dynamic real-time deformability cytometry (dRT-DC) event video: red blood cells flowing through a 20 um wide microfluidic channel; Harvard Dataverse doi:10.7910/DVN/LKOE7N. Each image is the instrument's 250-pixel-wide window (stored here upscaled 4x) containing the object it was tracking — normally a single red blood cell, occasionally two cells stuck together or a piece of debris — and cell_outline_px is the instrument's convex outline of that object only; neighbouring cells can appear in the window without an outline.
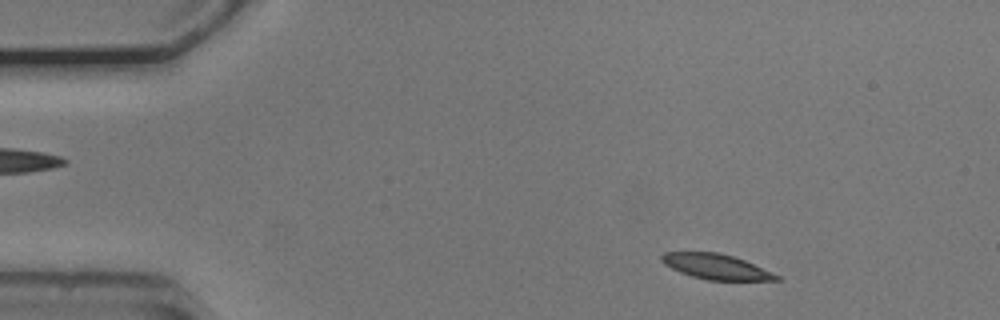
{"species": "common noctule bat (a hibernating species)", "species_latin": "Nyctalus noctula", "temperature_condition": "cold", "stored_images_in_passage": 50, "camera_frame_rate_fps": 3000, "um_per_image_px": 0.085, "animal": {"sex": "male", "body_mass_g": 20.5, "forearm_length_mm": 52.5}, "frame": {"image": 1, "passage_image": 4, "time_ms": 1.0, "image_size_px": [1000, 320], "cell_outline_px": [[784, 280], [708, 280], [692, 276], [680, 272], [664, 264], [660, 260], [660, 256], [664, 252], [716, 252], [732, 256], [744, 260], [772, 272], [780, 276]], "centroid_in_image_um": [60.86, 22.66], "position_along_channel_um": 24.1, "area_um2": 16.76}}
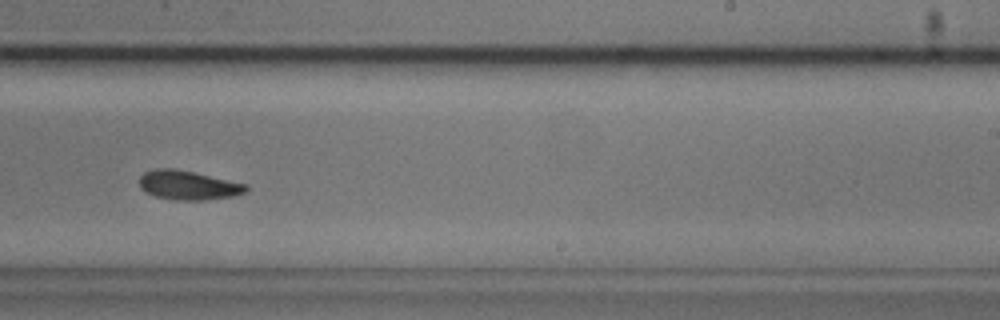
{"frame": {"image": 2, "passage_image": 30, "time_ms": 9.667, "image_size_px": [1000, 320], "cell_outline_px": [[248, 188], [244, 192], [232, 196], [204, 200], [176, 200], [156, 196], [144, 192], [140, 188], [140, 176], [144, 172], [156, 168], [172, 168], [192, 172], [248, 184]], "centroid_in_image_um": [15.97, 15.74], "position_along_channel_um": 273.0, "area_um2": 17.98}}
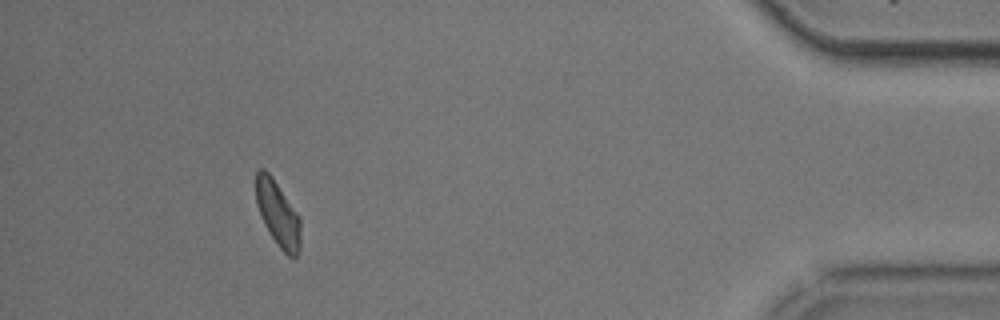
{"frame": {"image": 3, "passage_image": 46, "time_ms": 15.0, "image_size_px": [1000, 320], "cell_outline_px": [[300, 248], [296, 260], [292, 260], [280, 248], [264, 224], [260, 216], [256, 204], [256, 172], [260, 168], [264, 168], [272, 176], [300, 216]], "centroid_in_image_um": [23.63, 18.19], "position_along_channel_um": 411.6, "area_um2": 17.22}, "authors_computed_cell_mechanics": {"area_um2": 17.7446, "velocity_mm_per_s": 3.7114, "shape_relaxation_time_tau1_ms": 4.3345, "shape_relaxation_time_tau2_ms": null, "deformation_change_tau1": 0.1152, "deformation_change_tau2": null}}